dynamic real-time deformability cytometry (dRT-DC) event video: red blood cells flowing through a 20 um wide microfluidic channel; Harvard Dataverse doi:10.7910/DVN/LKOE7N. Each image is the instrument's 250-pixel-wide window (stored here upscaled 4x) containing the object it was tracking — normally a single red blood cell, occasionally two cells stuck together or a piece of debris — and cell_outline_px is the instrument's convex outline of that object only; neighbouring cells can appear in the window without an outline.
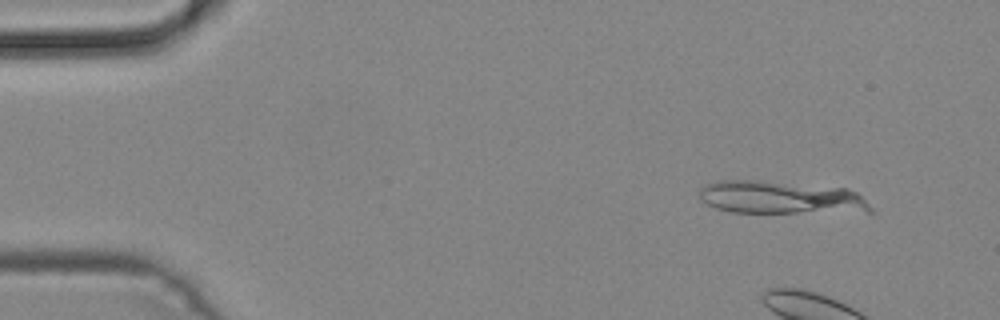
{"species": "common noctule bat (a hibernating species)", "species_latin": "Nyctalus noctula", "temperature_condition": "cold", "stored_images_in_passage": 7, "camera_frame_rate_fps": 3000, "um_per_image_px": 0.085, "animal": {"sex": "male", "body_mass_g": 19.2, "forearm_length_mm": 51.8}, "frame": {"image": 1, "passage_image": 4, "time_ms": 1.0, "image_size_px": [1000, 320], "cell_outline_px": [[876, 212], [732, 212], [716, 208], [708, 204], [700, 196], [700, 188], [704, 184], [716, 180], [760, 180], [848, 188], [856, 192]], "centroid_in_image_um": [66.36, 16.77], "position_along_channel_um": 18.6, "area_um2": 32.77}}